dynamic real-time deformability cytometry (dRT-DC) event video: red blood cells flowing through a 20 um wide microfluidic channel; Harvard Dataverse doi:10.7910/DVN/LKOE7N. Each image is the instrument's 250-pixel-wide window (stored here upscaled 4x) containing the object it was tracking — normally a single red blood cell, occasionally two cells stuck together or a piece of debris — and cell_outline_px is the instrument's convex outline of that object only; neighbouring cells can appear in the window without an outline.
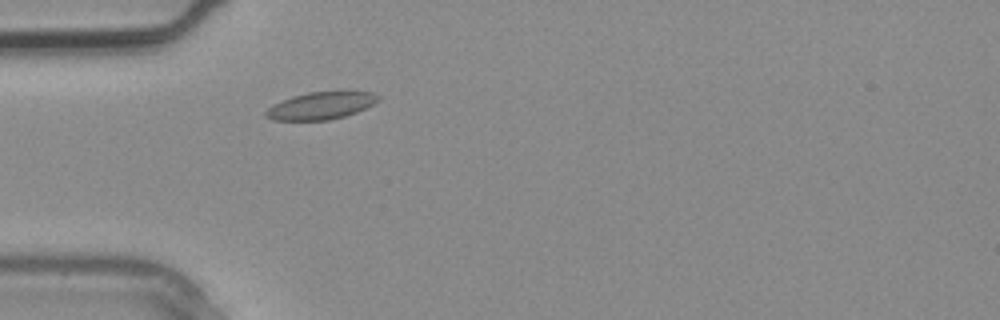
{"species": "common noctule bat (a hibernating species)", "species_latin": "Nyctalus noctula", "temperature_condition": "warm", "stored_images_in_passage": 2, "camera_frame_rate_fps": 3000, "um_per_image_px": 0.085, "animal": {"sex": "male", "body_mass_g": 20.4}, "frame": {"image": 1, "passage_image": 2, "time_ms": 0.333, "image_size_px": [1000, 320], "cell_outline_px": [[380, 100], [356, 112], [344, 116], [328, 120], [272, 120], [264, 116], [264, 112], [272, 104], [292, 96], [308, 92], [372, 92], [380, 96]], "centroid_in_image_um": [27.22, 8.99], "position_along_channel_um": 57.8, "area_um2": 17.74}}